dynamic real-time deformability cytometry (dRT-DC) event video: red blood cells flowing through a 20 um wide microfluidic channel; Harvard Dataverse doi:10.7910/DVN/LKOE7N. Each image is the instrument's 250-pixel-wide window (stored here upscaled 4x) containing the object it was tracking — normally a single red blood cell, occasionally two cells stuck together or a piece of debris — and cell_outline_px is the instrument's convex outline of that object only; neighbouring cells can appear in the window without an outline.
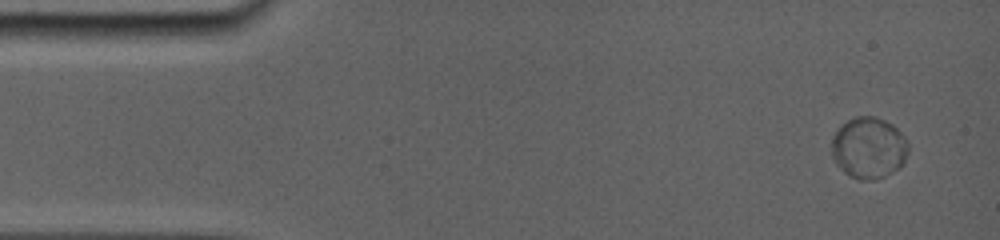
{"species": "common noctule bat (a hibernating species)", "species_latin": "Nyctalus noctula", "temperature_condition": "room temperature", "stored_images_in_passage": 19, "camera_frame_rate_fps": 5000, "um_per_image_px": 0.085, "animal": {"sex": "female", "body_mass_g": 19.0, "forearm_length_mm": 56.7}, "frame": {"image": 1, "passage_image": 1, "time_ms": 0.0, "image_size_px": [1000, 240], "cell_outline_px": [[908, 152], [904, 164], [900, 168], [884, 176], [864, 180], [860, 180], [848, 176], [836, 164], [832, 156], [832, 136], [840, 124], [856, 116], [876, 116], [892, 124], [908, 140]], "centroid_in_image_um": [73.84, 12.55], "position_along_channel_um": 11.2, "area_um2": 27.69}}
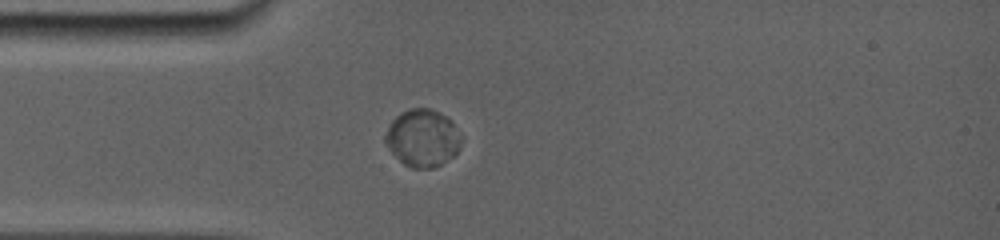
{"frame": {"image": 2, "passage_image": 16, "time_ms": 3.6, "image_size_px": [1000, 240], "cell_outline_px": [[460, 148], [452, 156], [440, 164], [432, 168], [412, 168], [404, 164], [388, 148], [384, 140], [384, 136], [392, 120], [400, 112], [408, 108], [428, 108], [440, 112], [448, 116], [460, 140]], "centroid_in_image_um": [35.87, 11.71], "position_along_channel_um": 49.1, "area_um2": 25.03}}